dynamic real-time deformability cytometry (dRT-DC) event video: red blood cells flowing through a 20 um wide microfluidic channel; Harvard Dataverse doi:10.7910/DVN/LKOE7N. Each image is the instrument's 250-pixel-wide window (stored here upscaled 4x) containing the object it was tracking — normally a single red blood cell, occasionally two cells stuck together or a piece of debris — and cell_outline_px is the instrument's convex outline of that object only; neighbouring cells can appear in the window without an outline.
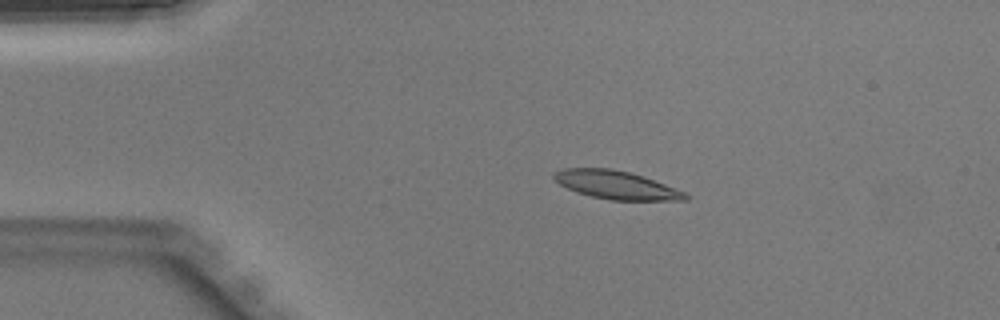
{"species": "Egyptian fruit bat (a non-hibernating species)", "species_latin": "Rousettus aegyptiacus", "temperature_condition": "warm", "stored_images_in_passage": 41, "camera_frame_rate_fps": 3000, "um_per_image_px": 0.085, "animal": {"sex": "male"}, "frame": {"image": 1, "passage_image": 6, "time_ms": 1.667, "image_size_px": [1000, 320], "cell_outline_px": [[688, 200], [608, 200], [576, 192], [560, 184], [552, 176], [552, 172], [560, 168], [608, 168], [628, 172], [664, 184], [684, 192], [688, 196]], "centroid_in_image_um": [52.31, 15.72], "position_along_channel_um": 32.7, "area_um2": 21.33}}
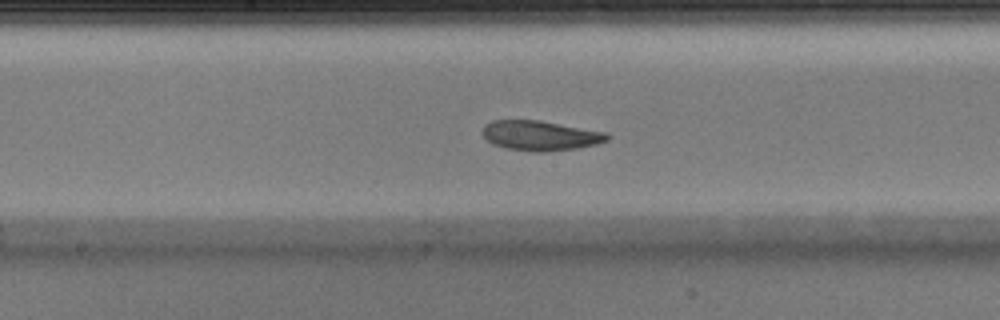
{"frame": {"image": 2, "passage_image": 20, "time_ms": 6.333, "image_size_px": [1000, 320], "cell_outline_px": [[608, 140], [596, 144], [576, 148], [544, 152], [532, 152], [504, 148], [492, 144], [484, 136], [484, 124], [492, 120], [540, 120], [608, 132]], "centroid_in_image_um": [45.93, 11.52], "position_along_channel_um": 202.3, "area_um2": 21.79}}
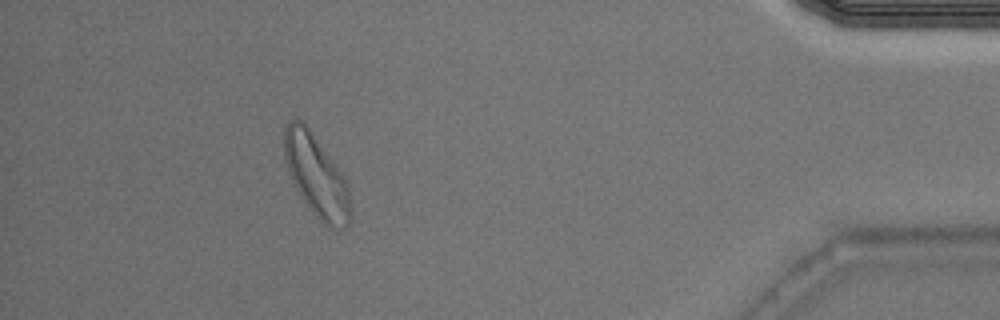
{"frame": {"image": 3, "passage_image": 37, "time_ms": 12.0, "image_size_px": [1000, 320], "cell_outline_px": [[352, 220], [344, 228], [328, 228], [308, 208], [292, 184], [284, 160], [284, 128], [288, 120], [300, 120], [308, 128], [336, 164], [348, 188], [352, 212]], "centroid_in_image_um": [26.87, 15.0], "position_along_channel_um": 408.3, "area_um2": 31.67}}